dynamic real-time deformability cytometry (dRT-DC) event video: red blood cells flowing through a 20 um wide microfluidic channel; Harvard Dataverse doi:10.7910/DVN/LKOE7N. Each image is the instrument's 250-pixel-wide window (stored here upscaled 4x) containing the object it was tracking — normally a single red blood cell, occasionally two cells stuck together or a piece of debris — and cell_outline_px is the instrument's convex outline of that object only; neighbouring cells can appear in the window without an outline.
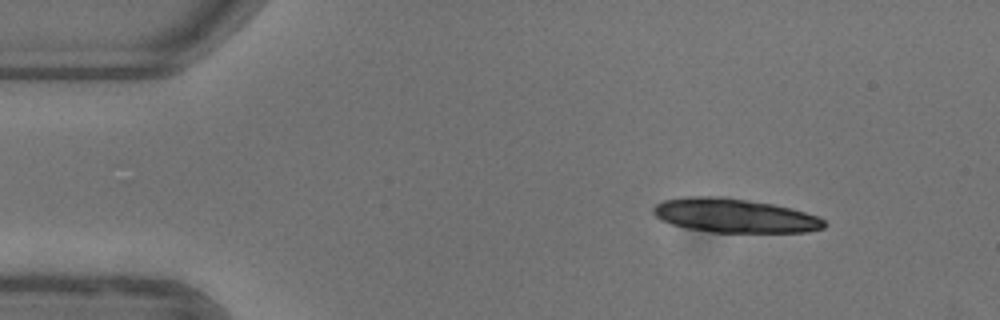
{"species": "common noctule bat (a hibernating species)", "species_latin": "Nyctalus noctula", "temperature_condition": "warm", "stored_images_in_passage": 34, "camera_frame_rate_fps": 3000, "um_per_image_px": 0.085, "animal": {"sex": "female"}, "frame": {"image": 1, "passage_image": 6, "time_ms": 1.667, "image_size_px": [1000, 320], "cell_outline_px": [[824, 228], [808, 232], [712, 232], [684, 228], [672, 224], [656, 216], [652, 212], [652, 208], [656, 204], [664, 200], [688, 196], [724, 196], [772, 204], [792, 208], [816, 216], [824, 220]], "centroid_in_image_um": [62.41, 18.32], "position_along_channel_um": 22.6, "area_um2": 33.81}}
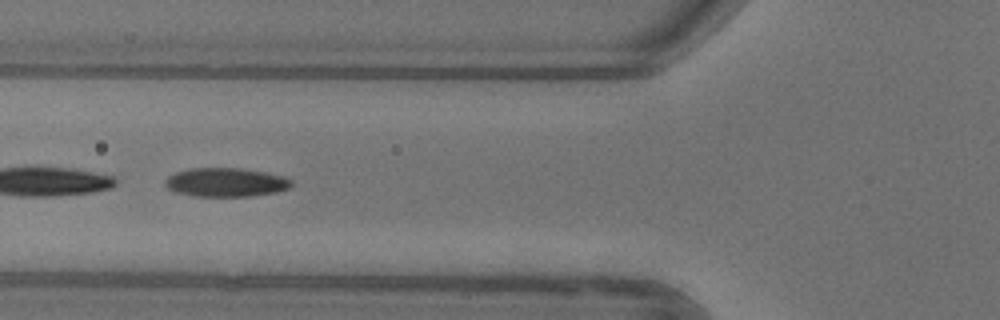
{"frame": {"image": 2, "passage_image": 19, "time_ms": 6.0, "image_size_px": [1000, 320], "cell_outline_px": [[292, 184], [288, 188], [276, 192], [252, 196], [192, 196], [176, 192], [168, 188], [164, 184], [164, 180], [168, 176], [176, 172], [188, 168], [240, 168], [264, 172], [284, 176], [292, 180]], "centroid_in_image_um": [19.17, 15.49], "position_along_channel_um": 106.6, "area_um2": 21.27}}